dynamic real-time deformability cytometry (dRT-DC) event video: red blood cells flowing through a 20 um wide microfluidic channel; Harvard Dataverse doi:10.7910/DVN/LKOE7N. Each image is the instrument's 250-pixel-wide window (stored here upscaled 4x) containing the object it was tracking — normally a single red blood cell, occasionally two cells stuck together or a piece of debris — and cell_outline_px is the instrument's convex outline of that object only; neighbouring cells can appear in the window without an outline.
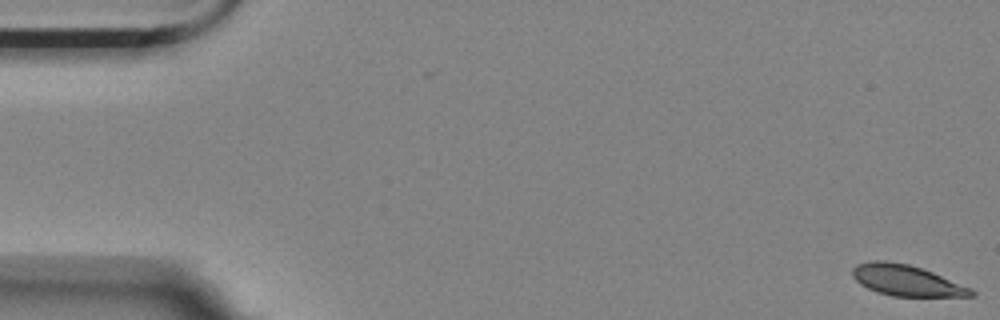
{"species": "Egyptian fruit bat (a non-hibernating species)", "species_latin": "Rousettus aegyptiacus", "temperature_condition": "room temperature", "stored_images_in_passage": 11, "camera_frame_rate_fps": 3000, "um_per_image_px": 0.085, "animal": {"sex": "female"}, "frame": {"image": 1, "passage_image": 1, "time_ms": 0.0, "image_size_px": [1000, 320], "cell_outline_px": [[976, 296], [892, 296], [876, 292], [860, 284], [852, 276], [852, 268], [856, 264], [872, 260], [884, 260], [908, 264], [932, 272], [972, 288], [976, 292]], "centroid_in_image_um": [77.03, 23.83], "position_along_channel_um": 8.0, "area_um2": 21.39}}